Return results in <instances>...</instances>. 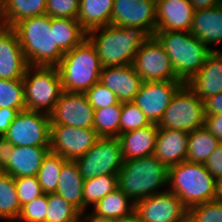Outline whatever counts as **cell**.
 <instances>
[{"label":"cell","instance_id":"cell-1","mask_svg":"<svg viewBox=\"0 0 222 222\" xmlns=\"http://www.w3.org/2000/svg\"><path fill=\"white\" fill-rule=\"evenodd\" d=\"M150 36L140 27L107 25L87 33L102 67L132 64L141 44Z\"/></svg>","mask_w":222,"mask_h":222},{"label":"cell","instance_id":"cell-2","mask_svg":"<svg viewBox=\"0 0 222 222\" xmlns=\"http://www.w3.org/2000/svg\"><path fill=\"white\" fill-rule=\"evenodd\" d=\"M29 66L56 67L64 53L55 45L54 27L48 14L29 17L13 27Z\"/></svg>","mask_w":222,"mask_h":222},{"label":"cell","instance_id":"cell-3","mask_svg":"<svg viewBox=\"0 0 222 222\" xmlns=\"http://www.w3.org/2000/svg\"><path fill=\"white\" fill-rule=\"evenodd\" d=\"M117 175L118 187L134 203L168 190V168L154 155L124 161Z\"/></svg>","mask_w":222,"mask_h":222},{"label":"cell","instance_id":"cell-4","mask_svg":"<svg viewBox=\"0 0 222 222\" xmlns=\"http://www.w3.org/2000/svg\"><path fill=\"white\" fill-rule=\"evenodd\" d=\"M154 36L171 60L176 77L186 84L212 52L190 31H155Z\"/></svg>","mask_w":222,"mask_h":222},{"label":"cell","instance_id":"cell-5","mask_svg":"<svg viewBox=\"0 0 222 222\" xmlns=\"http://www.w3.org/2000/svg\"><path fill=\"white\" fill-rule=\"evenodd\" d=\"M168 190L190 210L193 206L215 200L216 178L203 163L184 161L168 168Z\"/></svg>","mask_w":222,"mask_h":222},{"label":"cell","instance_id":"cell-6","mask_svg":"<svg viewBox=\"0 0 222 222\" xmlns=\"http://www.w3.org/2000/svg\"><path fill=\"white\" fill-rule=\"evenodd\" d=\"M63 91L85 93L99 82L102 65L97 51L86 38L80 45L64 53L56 66Z\"/></svg>","mask_w":222,"mask_h":222},{"label":"cell","instance_id":"cell-7","mask_svg":"<svg viewBox=\"0 0 222 222\" xmlns=\"http://www.w3.org/2000/svg\"><path fill=\"white\" fill-rule=\"evenodd\" d=\"M23 84L26 110L50 115L63 92L58 68L29 66Z\"/></svg>","mask_w":222,"mask_h":222},{"label":"cell","instance_id":"cell-8","mask_svg":"<svg viewBox=\"0 0 222 222\" xmlns=\"http://www.w3.org/2000/svg\"><path fill=\"white\" fill-rule=\"evenodd\" d=\"M204 124V102L184 84L166 108L158 128L183 130L190 133Z\"/></svg>","mask_w":222,"mask_h":222},{"label":"cell","instance_id":"cell-9","mask_svg":"<svg viewBox=\"0 0 222 222\" xmlns=\"http://www.w3.org/2000/svg\"><path fill=\"white\" fill-rule=\"evenodd\" d=\"M75 161L84 181L102 175H117L124 162L118 137H99L95 144Z\"/></svg>","mask_w":222,"mask_h":222},{"label":"cell","instance_id":"cell-10","mask_svg":"<svg viewBox=\"0 0 222 222\" xmlns=\"http://www.w3.org/2000/svg\"><path fill=\"white\" fill-rule=\"evenodd\" d=\"M1 140L3 146H50V115L19 112Z\"/></svg>","mask_w":222,"mask_h":222},{"label":"cell","instance_id":"cell-11","mask_svg":"<svg viewBox=\"0 0 222 222\" xmlns=\"http://www.w3.org/2000/svg\"><path fill=\"white\" fill-rule=\"evenodd\" d=\"M132 65L143 82L179 80L164 47L155 36L140 45Z\"/></svg>","mask_w":222,"mask_h":222},{"label":"cell","instance_id":"cell-12","mask_svg":"<svg viewBox=\"0 0 222 222\" xmlns=\"http://www.w3.org/2000/svg\"><path fill=\"white\" fill-rule=\"evenodd\" d=\"M183 85L180 80L143 82L133 102L150 123L159 124L172 98Z\"/></svg>","mask_w":222,"mask_h":222},{"label":"cell","instance_id":"cell-13","mask_svg":"<svg viewBox=\"0 0 222 222\" xmlns=\"http://www.w3.org/2000/svg\"><path fill=\"white\" fill-rule=\"evenodd\" d=\"M99 136L94 129H83L69 125L50 126V151L75 161L84 155Z\"/></svg>","mask_w":222,"mask_h":222},{"label":"cell","instance_id":"cell-14","mask_svg":"<svg viewBox=\"0 0 222 222\" xmlns=\"http://www.w3.org/2000/svg\"><path fill=\"white\" fill-rule=\"evenodd\" d=\"M94 111L85 93L63 91L50 114V126L93 129Z\"/></svg>","mask_w":222,"mask_h":222},{"label":"cell","instance_id":"cell-15","mask_svg":"<svg viewBox=\"0 0 222 222\" xmlns=\"http://www.w3.org/2000/svg\"><path fill=\"white\" fill-rule=\"evenodd\" d=\"M188 211L169 190L138 200L134 210L143 222H181Z\"/></svg>","mask_w":222,"mask_h":222},{"label":"cell","instance_id":"cell-16","mask_svg":"<svg viewBox=\"0 0 222 222\" xmlns=\"http://www.w3.org/2000/svg\"><path fill=\"white\" fill-rule=\"evenodd\" d=\"M111 25L140 27L149 36H154L156 0H114Z\"/></svg>","mask_w":222,"mask_h":222},{"label":"cell","instance_id":"cell-17","mask_svg":"<svg viewBox=\"0 0 222 222\" xmlns=\"http://www.w3.org/2000/svg\"><path fill=\"white\" fill-rule=\"evenodd\" d=\"M50 146H2L0 171L16 177L37 176Z\"/></svg>","mask_w":222,"mask_h":222},{"label":"cell","instance_id":"cell-18","mask_svg":"<svg viewBox=\"0 0 222 222\" xmlns=\"http://www.w3.org/2000/svg\"><path fill=\"white\" fill-rule=\"evenodd\" d=\"M28 67L17 33L12 27H0V79H23Z\"/></svg>","mask_w":222,"mask_h":222},{"label":"cell","instance_id":"cell-19","mask_svg":"<svg viewBox=\"0 0 222 222\" xmlns=\"http://www.w3.org/2000/svg\"><path fill=\"white\" fill-rule=\"evenodd\" d=\"M99 82L109 88L120 102L134 101L143 83L132 64L102 67Z\"/></svg>","mask_w":222,"mask_h":222},{"label":"cell","instance_id":"cell-20","mask_svg":"<svg viewBox=\"0 0 222 222\" xmlns=\"http://www.w3.org/2000/svg\"><path fill=\"white\" fill-rule=\"evenodd\" d=\"M193 13L189 0H156V31H189Z\"/></svg>","mask_w":222,"mask_h":222},{"label":"cell","instance_id":"cell-21","mask_svg":"<svg viewBox=\"0 0 222 222\" xmlns=\"http://www.w3.org/2000/svg\"><path fill=\"white\" fill-rule=\"evenodd\" d=\"M199 99L206 98L222 92V54L212 51L200 68L185 84Z\"/></svg>","mask_w":222,"mask_h":222},{"label":"cell","instance_id":"cell-22","mask_svg":"<svg viewBox=\"0 0 222 222\" xmlns=\"http://www.w3.org/2000/svg\"><path fill=\"white\" fill-rule=\"evenodd\" d=\"M189 133L159 128L153 155L167 168L186 161Z\"/></svg>","mask_w":222,"mask_h":222},{"label":"cell","instance_id":"cell-23","mask_svg":"<svg viewBox=\"0 0 222 222\" xmlns=\"http://www.w3.org/2000/svg\"><path fill=\"white\" fill-rule=\"evenodd\" d=\"M211 51L222 42V10L219 6L194 10L192 25L189 30ZM214 46V47H213Z\"/></svg>","mask_w":222,"mask_h":222},{"label":"cell","instance_id":"cell-24","mask_svg":"<svg viewBox=\"0 0 222 222\" xmlns=\"http://www.w3.org/2000/svg\"><path fill=\"white\" fill-rule=\"evenodd\" d=\"M158 129V124L151 123L144 128L120 134L118 139L124 161L153 155Z\"/></svg>","mask_w":222,"mask_h":222},{"label":"cell","instance_id":"cell-25","mask_svg":"<svg viewBox=\"0 0 222 222\" xmlns=\"http://www.w3.org/2000/svg\"><path fill=\"white\" fill-rule=\"evenodd\" d=\"M83 184L84 179L76 161L67 160L61 168L55 194L64 198L81 213L83 212Z\"/></svg>","mask_w":222,"mask_h":222},{"label":"cell","instance_id":"cell-26","mask_svg":"<svg viewBox=\"0 0 222 222\" xmlns=\"http://www.w3.org/2000/svg\"><path fill=\"white\" fill-rule=\"evenodd\" d=\"M114 0H80L78 22L89 31L111 25Z\"/></svg>","mask_w":222,"mask_h":222},{"label":"cell","instance_id":"cell-27","mask_svg":"<svg viewBox=\"0 0 222 222\" xmlns=\"http://www.w3.org/2000/svg\"><path fill=\"white\" fill-rule=\"evenodd\" d=\"M134 210L135 203L119 187L90 209L95 215L114 221L131 215Z\"/></svg>","mask_w":222,"mask_h":222},{"label":"cell","instance_id":"cell-28","mask_svg":"<svg viewBox=\"0 0 222 222\" xmlns=\"http://www.w3.org/2000/svg\"><path fill=\"white\" fill-rule=\"evenodd\" d=\"M51 27H54L55 45L63 53L71 51L87 38V32L77 19L51 17Z\"/></svg>","mask_w":222,"mask_h":222},{"label":"cell","instance_id":"cell-29","mask_svg":"<svg viewBox=\"0 0 222 222\" xmlns=\"http://www.w3.org/2000/svg\"><path fill=\"white\" fill-rule=\"evenodd\" d=\"M220 141L202 126L189 133L186 161L190 163H205Z\"/></svg>","mask_w":222,"mask_h":222},{"label":"cell","instance_id":"cell-30","mask_svg":"<svg viewBox=\"0 0 222 222\" xmlns=\"http://www.w3.org/2000/svg\"><path fill=\"white\" fill-rule=\"evenodd\" d=\"M47 0H4V26L13 27L17 22L46 14Z\"/></svg>","mask_w":222,"mask_h":222},{"label":"cell","instance_id":"cell-31","mask_svg":"<svg viewBox=\"0 0 222 222\" xmlns=\"http://www.w3.org/2000/svg\"><path fill=\"white\" fill-rule=\"evenodd\" d=\"M20 211L14 178L0 171V220L16 222Z\"/></svg>","mask_w":222,"mask_h":222},{"label":"cell","instance_id":"cell-32","mask_svg":"<svg viewBox=\"0 0 222 222\" xmlns=\"http://www.w3.org/2000/svg\"><path fill=\"white\" fill-rule=\"evenodd\" d=\"M118 188V175H102L84 181L83 212Z\"/></svg>","mask_w":222,"mask_h":222},{"label":"cell","instance_id":"cell-33","mask_svg":"<svg viewBox=\"0 0 222 222\" xmlns=\"http://www.w3.org/2000/svg\"><path fill=\"white\" fill-rule=\"evenodd\" d=\"M122 102L94 111V126L99 137H118L120 135Z\"/></svg>","mask_w":222,"mask_h":222},{"label":"cell","instance_id":"cell-34","mask_svg":"<svg viewBox=\"0 0 222 222\" xmlns=\"http://www.w3.org/2000/svg\"><path fill=\"white\" fill-rule=\"evenodd\" d=\"M67 160L49 151L43 158L37 178L44 194L55 193L63 164Z\"/></svg>","mask_w":222,"mask_h":222},{"label":"cell","instance_id":"cell-35","mask_svg":"<svg viewBox=\"0 0 222 222\" xmlns=\"http://www.w3.org/2000/svg\"><path fill=\"white\" fill-rule=\"evenodd\" d=\"M0 108L26 110L23 79H0Z\"/></svg>","mask_w":222,"mask_h":222},{"label":"cell","instance_id":"cell-36","mask_svg":"<svg viewBox=\"0 0 222 222\" xmlns=\"http://www.w3.org/2000/svg\"><path fill=\"white\" fill-rule=\"evenodd\" d=\"M80 212L64 198L48 193L46 222H78Z\"/></svg>","mask_w":222,"mask_h":222},{"label":"cell","instance_id":"cell-37","mask_svg":"<svg viewBox=\"0 0 222 222\" xmlns=\"http://www.w3.org/2000/svg\"><path fill=\"white\" fill-rule=\"evenodd\" d=\"M150 124L145 114L133 101L122 103L120 134L144 128Z\"/></svg>","mask_w":222,"mask_h":222},{"label":"cell","instance_id":"cell-38","mask_svg":"<svg viewBox=\"0 0 222 222\" xmlns=\"http://www.w3.org/2000/svg\"><path fill=\"white\" fill-rule=\"evenodd\" d=\"M48 194H43L21 206L16 222H46Z\"/></svg>","mask_w":222,"mask_h":222},{"label":"cell","instance_id":"cell-39","mask_svg":"<svg viewBox=\"0 0 222 222\" xmlns=\"http://www.w3.org/2000/svg\"><path fill=\"white\" fill-rule=\"evenodd\" d=\"M14 182L21 206L44 194L37 176L16 177Z\"/></svg>","mask_w":222,"mask_h":222},{"label":"cell","instance_id":"cell-40","mask_svg":"<svg viewBox=\"0 0 222 222\" xmlns=\"http://www.w3.org/2000/svg\"><path fill=\"white\" fill-rule=\"evenodd\" d=\"M85 94L94 110L106 108L120 102L117 96L100 82L94 84Z\"/></svg>","mask_w":222,"mask_h":222},{"label":"cell","instance_id":"cell-41","mask_svg":"<svg viewBox=\"0 0 222 222\" xmlns=\"http://www.w3.org/2000/svg\"><path fill=\"white\" fill-rule=\"evenodd\" d=\"M80 0H47L46 14L55 18L77 19Z\"/></svg>","mask_w":222,"mask_h":222},{"label":"cell","instance_id":"cell-42","mask_svg":"<svg viewBox=\"0 0 222 222\" xmlns=\"http://www.w3.org/2000/svg\"><path fill=\"white\" fill-rule=\"evenodd\" d=\"M189 212L199 222H222V202L216 199L193 206Z\"/></svg>","mask_w":222,"mask_h":222},{"label":"cell","instance_id":"cell-43","mask_svg":"<svg viewBox=\"0 0 222 222\" xmlns=\"http://www.w3.org/2000/svg\"><path fill=\"white\" fill-rule=\"evenodd\" d=\"M204 165L216 179L222 175V142L218 144Z\"/></svg>","mask_w":222,"mask_h":222},{"label":"cell","instance_id":"cell-44","mask_svg":"<svg viewBox=\"0 0 222 222\" xmlns=\"http://www.w3.org/2000/svg\"><path fill=\"white\" fill-rule=\"evenodd\" d=\"M204 126L222 142V114L205 115Z\"/></svg>","mask_w":222,"mask_h":222},{"label":"cell","instance_id":"cell-45","mask_svg":"<svg viewBox=\"0 0 222 222\" xmlns=\"http://www.w3.org/2000/svg\"><path fill=\"white\" fill-rule=\"evenodd\" d=\"M19 112L13 108H0V139L8 132V129Z\"/></svg>","mask_w":222,"mask_h":222},{"label":"cell","instance_id":"cell-46","mask_svg":"<svg viewBox=\"0 0 222 222\" xmlns=\"http://www.w3.org/2000/svg\"><path fill=\"white\" fill-rule=\"evenodd\" d=\"M203 102L205 115L222 114V92L206 98Z\"/></svg>","mask_w":222,"mask_h":222},{"label":"cell","instance_id":"cell-47","mask_svg":"<svg viewBox=\"0 0 222 222\" xmlns=\"http://www.w3.org/2000/svg\"><path fill=\"white\" fill-rule=\"evenodd\" d=\"M78 222H115V221L97 216L90 210H86L79 214Z\"/></svg>","mask_w":222,"mask_h":222},{"label":"cell","instance_id":"cell-48","mask_svg":"<svg viewBox=\"0 0 222 222\" xmlns=\"http://www.w3.org/2000/svg\"><path fill=\"white\" fill-rule=\"evenodd\" d=\"M194 10L218 6L219 0H189Z\"/></svg>","mask_w":222,"mask_h":222},{"label":"cell","instance_id":"cell-49","mask_svg":"<svg viewBox=\"0 0 222 222\" xmlns=\"http://www.w3.org/2000/svg\"><path fill=\"white\" fill-rule=\"evenodd\" d=\"M216 200L222 202V175L216 179Z\"/></svg>","mask_w":222,"mask_h":222},{"label":"cell","instance_id":"cell-50","mask_svg":"<svg viewBox=\"0 0 222 222\" xmlns=\"http://www.w3.org/2000/svg\"><path fill=\"white\" fill-rule=\"evenodd\" d=\"M115 222H143V221L138 217V215L135 212H133L131 215L118 219Z\"/></svg>","mask_w":222,"mask_h":222},{"label":"cell","instance_id":"cell-51","mask_svg":"<svg viewBox=\"0 0 222 222\" xmlns=\"http://www.w3.org/2000/svg\"><path fill=\"white\" fill-rule=\"evenodd\" d=\"M4 26V0H0V27Z\"/></svg>","mask_w":222,"mask_h":222},{"label":"cell","instance_id":"cell-52","mask_svg":"<svg viewBox=\"0 0 222 222\" xmlns=\"http://www.w3.org/2000/svg\"><path fill=\"white\" fill-rule=\"evenodd\" d=\"M181 222H199L189 211L186 213Z\"/></svg>","mask_w":222,"mask_h":222},{"label":"cell","instance_id":"cell-53","mask_svg":"<svg viewBox=\"0 0 222 222\" xmlns=\"http://www.w3.org/2000/svg\"><path fill=\"white\" fill-rule=\"evenodd\" d=\"M2 140L0 139V168H1V165H2Z\"/></svg>","mask_w":222,"mask_h":222},{"label":"cell","instance_id":"cell-54","mask_svg":"<svg viewBox=\"0 0 222 222\" xmlns=\"http://www.w3.org/2000/svg\"><path fill=\"white\" fill-rule=\"evenodd\" d=\"M218 6L221 8L222 10V0H219Z\"/></svg>","mask_w":222,"mask_h":222}]
</instances>
